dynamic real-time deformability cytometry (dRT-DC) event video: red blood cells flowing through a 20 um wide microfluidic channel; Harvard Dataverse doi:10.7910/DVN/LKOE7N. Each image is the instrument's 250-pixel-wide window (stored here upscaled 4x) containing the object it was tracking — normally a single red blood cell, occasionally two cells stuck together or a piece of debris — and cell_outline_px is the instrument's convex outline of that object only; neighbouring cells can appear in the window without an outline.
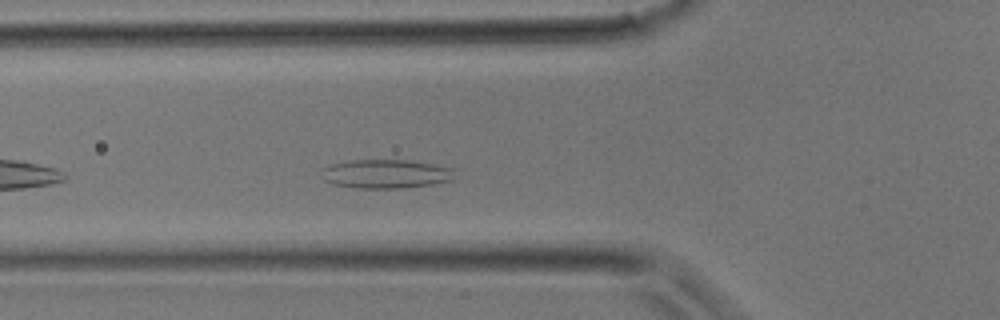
{"species": "common noctule bat (a hibernating species)", "species_latin": "Nyctalus noctula", "temperature_condition": "room temperature", "stored_images_in_passage": 20, "camera_frame_rate_fps": 3000, "um_per_image_px": 0.085, "animal": {"sex": "male", "body_mass_g": 17.9}, "frame": {"image": 1, "passage_image": 4, "time_ms": 1.0, "image_size_px": [1000, 320], "cell_outline_px": [[456, 168], [452, 180], [432, 184], [400, 188], [356, 188], [332, 184], [324, 180], [320, 168], [328, 164], [352, 160], [408, 160], [436, 164]], "centroid_in_image_um": [32.79, 14.77], "position_along_channel_um": 93.0, "area_um2": 22.72}}
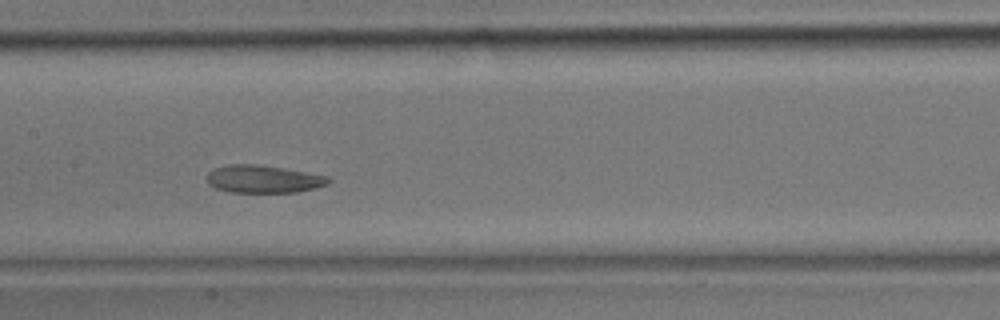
{"frame": {"image": 2, "passage_image": 9, "time_ms": 2.667, "image_size_px": [1000, 320], "cell_outline_px": [[332, 180], [328, 184], [316, 188], [296, 192], [228, 192], [216, 188], [208, 184], [208, 172], [212, 168], [228, 164], [252, 164], [280, 168], [328, 176]], "centroid_in_image_um": [22.36, 15.22], "position_along_channel_um": 185.0, "area_um2": 19.48}}
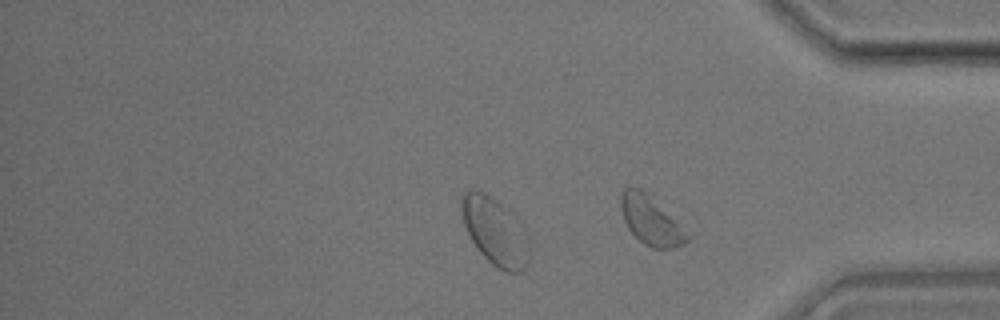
{"frame": {"image": 3, "passage_image": 20, "time_ms": 6.333, "image_size_px": [1000, 320], "cell_outline_px": [[696, 232], [684, 244], [672, 248], [652, 248], [644, 244], [628, 228], [624, 220], [620, 208], [620, 196], [624, 188], [640, 188]], "centroid_in_image_um": [55.46, 18.76], "position_along_channel_um": 379.7, "area_um2": 19.71}}